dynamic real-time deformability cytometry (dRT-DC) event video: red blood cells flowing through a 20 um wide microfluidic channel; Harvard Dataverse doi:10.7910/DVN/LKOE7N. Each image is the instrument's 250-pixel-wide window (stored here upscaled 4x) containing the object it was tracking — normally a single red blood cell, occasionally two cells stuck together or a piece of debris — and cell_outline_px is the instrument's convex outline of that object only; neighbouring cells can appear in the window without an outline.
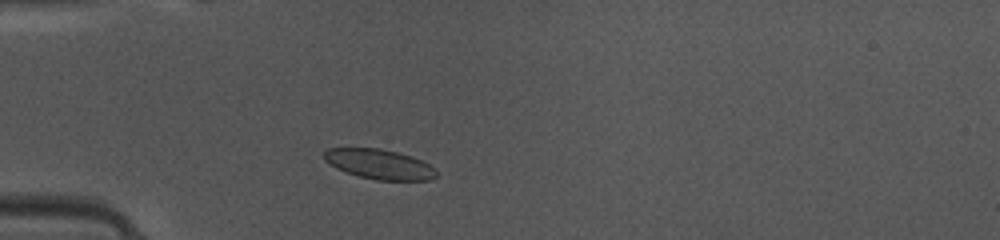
{"species": "common noctule bat (a hibernating species)", "species_latin": "Nyctalus noctula", "temperature_condition": "warm", "stored_images_in_passage": 48, "camera_frame_rate_fps": 3000, "um_per_image_px": 0.085, "animal": {"sex": "female", "body_mass_g": 10.0, "forearm_length_mm": 53.1}, "frame": {"image": 1, "passage_image": 14, "time_ms": 4.333, "image_size_px": [1000, 240], "cell_outline_px": [[436, 176], [432, 180], [376, 180], [360, 176], [336, 168], [324, 160], [324, 152], [328, 148], [380, 148], [412, 156], [436, 168]], "centroid_in_image_um": [32.26, 13.95], "position_along_channel_um": 52.7, "area_um2": 19.42}}
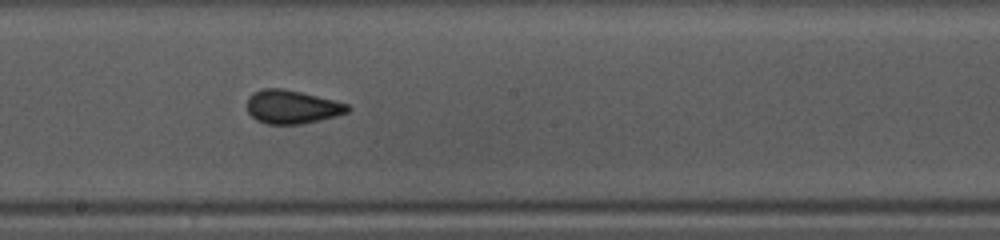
{"frame": {"image": 2, "passage_image": 27, "time_ms": 8.667, "image_size_px": [1000, 240], "cell_outline_px": [[352, 108], [348, 112], [336, 116], [320, 120], [300, 124], [268, 124], [256, 120], [248, 112], [248, 96], [252, 92], [260, 88], [284, 88], [348, 104]], "centroid_in_image_um": [24.8, 9.08], "position_along_channel_um": 223.4, "area_um2": 19.65}}
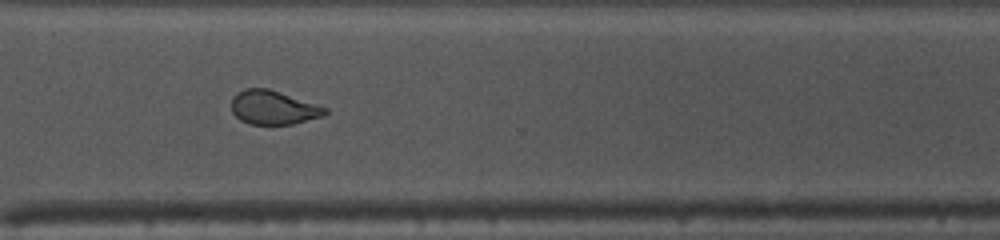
{"frame": {"image": 3, "passage_image": 36, "time_ms": 11.667, "image_size_px": [1000, 240], "cell_outline_px": [[328, 112], [324, 116], [292, 124], [248, 124], [240, 120], [232, 112], [232, 96], [236, 92], [244, 88], [268, 88], [328, 108]], "centroid_in_image_um": [23.21, 9.14], "position_along_channel_um": 347.4, "area_um2": 18.55}, "authors_computed_cell_mechanics": {"area_um2": 19.7098, "velocity_mm_per_s": 4.1495, "shape_relaxation_time_tau1_ms": 4.1487, "shape_relaxation_time_tau2_ms": 0.9908, "deformation_change_tau1": 0.1256, "deformation_change_tau2": 0.0505}}